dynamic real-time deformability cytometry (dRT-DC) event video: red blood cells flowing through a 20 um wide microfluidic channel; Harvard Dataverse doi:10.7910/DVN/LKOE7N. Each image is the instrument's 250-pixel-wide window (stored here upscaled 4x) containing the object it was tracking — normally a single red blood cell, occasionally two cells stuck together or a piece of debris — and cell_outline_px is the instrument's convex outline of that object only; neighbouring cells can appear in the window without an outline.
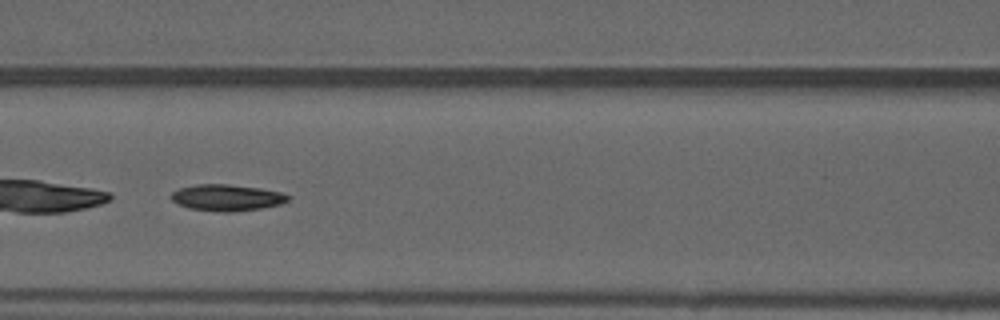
{"species": "common noctule bat (a hibernating species)", "species_latin": "Nyctalus noctula", "temperature_condition": "warm", "stored_images_in_passage": 51, "camera_frame_rate_fps": 3000, "um_per_image_px": 0.085, "animal": {"sex": "male", "forearm_length_mm": 52.5}, "frame": {"image": 1, "passage_image": 23, "time_ms": 7.333, "image_size_px": [1000, 320], "cell_outline_px": [[292, 196], [288, 200], [280, 204], [260, 208], [232, 212], [220, 212], [188, 208], [176, 204], [172, 200], [172, 192], [180, 188], [196, 184], [228, 184], [260, 188], [284, 192]], "centroid_in_image_um": [19.3, 16.79], "position_along_channel_um": 147.3, "area_um2": 18.09}}
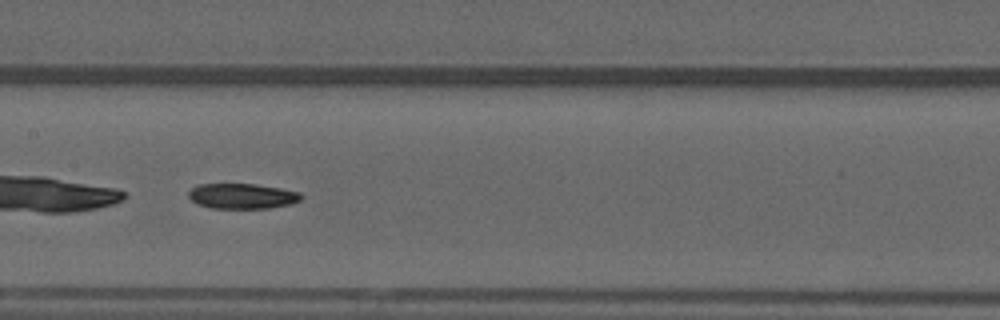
{"frame": {"image": 2, "passage_image": 26, "time_ms": 8.333, "image_size_px": [1000, 320], "cell_outline_px": [[304, 196], [300, 200], [292, 204], [272, 208], [212, 208], [196, 204], [188, 196], [188, 192], [192, 188], [200, 184], [256, 184], [280, 188], [300, 192]], "centroid_in_image_um": [20.61, 16.67], "position_along_channel_um": 186.8, "area_um2": 16.7}, "authors_computed_cell_mechanics": {"area_um2": 19.1318, "velocity_mm_per_s": 3.9734, "shape_relaxation_time_tau1_ms": 8.2865, "shape_relaxation_time_tau2_ms": null, "deformation_change_tau1": 0.2007, "deformation_change_tau2": null}}